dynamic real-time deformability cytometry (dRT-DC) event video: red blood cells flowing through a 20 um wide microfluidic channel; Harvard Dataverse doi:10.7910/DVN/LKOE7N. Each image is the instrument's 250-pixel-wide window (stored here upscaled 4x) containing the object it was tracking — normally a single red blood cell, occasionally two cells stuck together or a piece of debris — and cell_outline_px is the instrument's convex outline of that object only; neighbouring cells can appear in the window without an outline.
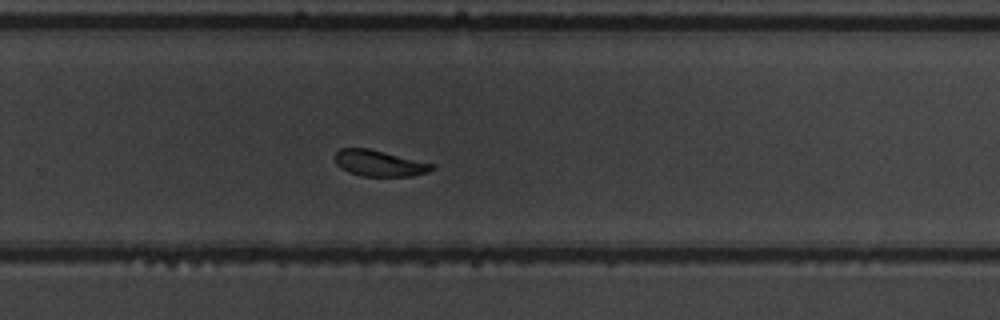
{"species": "common noctule bat (a hibernating species)", "species_latin": "Nyctalus noctula", "temperature_condition": "warm", "stored_images_in_passage": 54, "camera_frame_rate_fps": 3000, "um_per_image_px": 0.085, "animal": {"sex": "male", "body_mass_g": 19.5, "forearm_length_mm": 54.6}, "frame": {"image": 1, "passage_image": 36, "time_ms": 11.667, "image_size_px": [1000, 320], "cell_outline_px": [[436, 164], [428, 172], [412, 176], [364, 176], [348, 172], [340, 168], [336, 164], [332, 156], [340, 148], [368, 148]], "centroid_in_image_um": [32.2, 13.87], "position_along_channel_um": 297.6, "area_um2": 14.85}}
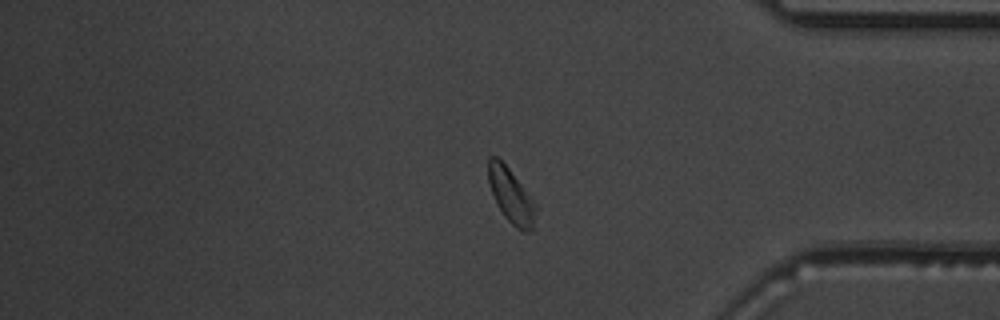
{"frame": {"image": 2, "passage_image": 45, "time_ms": 14.667, "image_size_px": [1000, 320], "cell_outline_px": [[536, 208], [532, 228], [528, 232], [524, 232], [516, 228], [504, 216], [488, 184], [488, 156], [496, 156], [508, 168], [536, 204]], "centroid_in_image_um": [43.42, 16.63], "position_along_channel_um": 391.8, "area_um2": 14.62}}
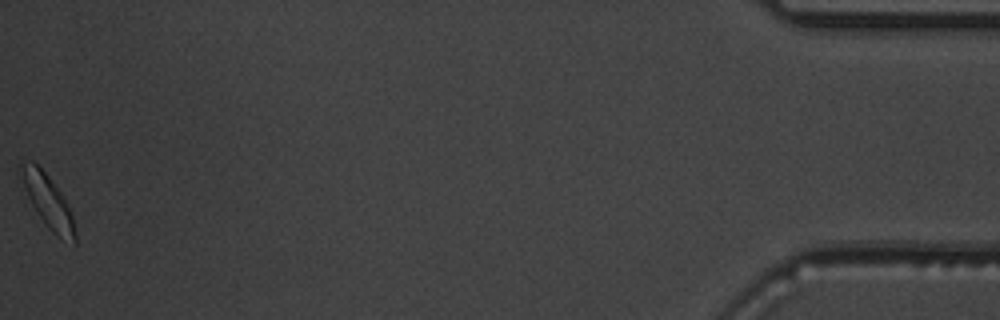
{"frame": {"image": 3, "passage_image": 54, "time_ms": 17.667, "image_size_px": [1000, 320], "cell_outline_px": [[76, 244], [56, 236], [44, 224], [32, 204], [16, 172], [16, 164], [28, 160], [32, 160], [48, 176], [60, 192], [68, 204], [72, 216], [76, 236]], "centroid_in_image_um": [4.0, 17.04], "position_along_channel_um": 431.2, "area_um2": 16.82}}